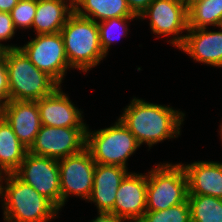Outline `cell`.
Instances as JSON below:
<instances>
[{
    "label": "cell",
    "mask_w": 222,
    "mask_h": 222,
    "mask_svg": "<svg viewBox=\"0 0 222 222\" xmlns=\"http://www.w3.org/2000/svg\"><path fill=\"white\" fill-rule=\"evenodd\" d=\"M185 114L169 107L134 98L119 119L135 136L138 143L149 148L166 139L177 138Z\"/></svg>",
    "instance_id": "6da1fadb"
},
{
    "label": "cell",
    "mask_w": 222,
    "mask_h": 222,
    "mask_svg": "<svg viewBox=\"0 0 222 222\" xmlns=\"http://www.w3.org/2000/svg\"><path fill=\"white\" fill-rule=\"evenodd\" d=\"M5 180V186H3ZM5 222H48L59 209L14 173L3 174L0 183Z\"/></svg>",
    "instance_id": "7a4b0ae2"
},
{
    "label": "cell",
    "mask_w": 222,
    "mask_h": 222,
    "mask_svg": "<svg viewBox=\"0 0 222 222\" xmlns=\"http://www.w3.org/2000/svg\"><path fill=\"white\" fill-rule=\"evenodd\" d=\"M60 33L71 69L87 73L106 57L100 45L98 24L94 20L82 17L74 11Z\"/></svg>",
    "instance_id": "3957f363"
},
{
    "label": "cell",
    "mask_w": 222,
    "mask_h": 222,
    "mask_svg": "<svg viewBox=\"0 0 222 222\" xmlns=\"http://www.w3.org/2000/svg\"><path fill=\"white\" fill-rule=\"evenodd\" d=\"M9 79V100L38 101L59 85L39 70L20 49L5 50Z\"/></svg>",
    "instance_id": "277c9868"
},
{
    "label": "cell",
    "mask_w": 222,
    "mask_h": 222,
    "mask_svg": "<svg viewBox=\"0 0 222 222\" xmlns=\"http://www.w3.org/2000/svg\"><path fill=\"white\" fill-rule=\"evenodd\" d=\"M188 200L182 163L158 164L147 173L146 211H161Z\"/></svg>",
    "instance_id": "5b68a950"
},
{
    "label": "cell",
    "mask_w": 222,
    "mask_h": 222,
    "mask_svg": "<svg viewBox=\"0 0 222 222\" xmlns=\"http://www.w3.org/2000/svg\"><path fill=\"white\" fill-rule=\"evenodd\" d=\"M140 146L135 136L120 119L114 125L98 131L91 132L87 127L86 148L97 164L127 168L128 158Z\"/></svg>",
    "instance_id": "8992f818"
},
{
    "label": "cell",
    "mask_w": 222,
    "mask_h": 222,
    "mask_svg": "<svg viewBox=\"0 0 222 222\" xmlns=\"http://www.w3.org/2000/svg\"><path fill=\"white\" fill-rule=\"evenodd\" d=\"M19 48L39 70L45 72L61 86L67 70L71 67L60 32L37 34L35 38Z\"/></svg>",
    "instance_id": "52a82bcc"
},
{
    "label": "cell",
    "mask_w": 222,
    "mask_h": 222,
    "mask_svg": "<svg viewBox=\"0 0 222 222\" xmlns=\"http://www.w3.org/2000/svg\"><path fill=\"white\" fill-rule=\"evenodd\" d=\"M87 127H52L42 125L29 153L55 160L63 159L86 148Z\"/></svg>",
    "instance_id": "ba28073f"
},
{
    "label": "cell",
    "mask_w": 222,
    "mask_h": 222,
    "mask_svg": "<svg viewBox=\"0 0 222 222\" xmlns=\"http://www.w3.org/2000/svg\"><path fill=\"white\" fill-rule=\"evenodd\" d=\"M14 174L61 210L58 160L28 152Z\"/></svg>",
    "instance_id": "9c48e42d"
},
{
    "label": "cell",
    "mask_w": 222,
    "mask_h": 222,
    "mask_svg": "<svg viewBox=\"0 0 222 222\" xmlns=\"http://www.w3.org/2000/svg\"><path fill=\"white\" fill-rule=\"evenodd\" d=\"M149 18L150 29L157 36H171L168 42L177 49L182 45L188 30L187 4L185 0H154L139 16ZM181 34V35H179Z\"/></svg>",
    "instance_id": "30bf717a"
},
{
    "label": "cell",
    "mask_w": 222,
    "mask_h": 222,
    "mask_svg": "<svg viewBox=\"0 0 222 222\" xmlns=\"http://www.w3.org/2000/svg\"><path fill=\"white\" fill-rule=\"evenodd\" d=\"M60 171L61 209L69 195L85 201L91 196L96 163L90 151H83L58 160Z\"/></svg>",
    "instance_id": "8fae6325"
},
{
    "label": "cell",
    "mask_w": 222,
    "mask_h": 222,
    "mask_svg": "<svg viewBox=\"0 0 222 222\" xmlns=\"http://www.w3.org/2000/svg\"><path fill=\"white\" fill-rule=\"evenodd\" d=\"M146 195L147 174L129 172L117 190L114 215L128 222H139L146 212Z\"/></svg>",
    "instance_id": "7c38bea8"
},
{
    "label": "cell",
    "mask_w": 222,
    "mask_h": 222,
    "mask_svg": "<svg viewBox=\"0 0 222 222\" xmlns=\"http://www.w3.org/2000/svg\"><path fill=\"white\" fill-rule=\"evenodd\" d=\"M58 86L50 95L37 102L41 124L52 127H88L83 112L75 107L69 96Z\"/></svg>",
    "instance_id": "4fadbf2b"
},
{
    "label": "cell",
    "mask_w": 222,
    "mask_h": 222,
    "mask_svg": "<svg viewBox=\"0 0 222 222\" xmlns=\"http://www.w3.org/2000/svg\"><path fill=\"white\" fill-rule=\"evenodd\" d=\"M220 31L188 28L184 42L178 48L196 62L222 68V26Z\"/></svg>",
    "instance_id": "5bb4252c"
},
{
    "label": "cell",
    "mask_w": 222,
    "mask_h": 222,
    "mask_svg": "<svg viewBox=\"0 0 222 222\" xmlns=\"http://www.w3.org/2000/svg\"><path fill=\"white\" fill-rule=\"evenodd\" d=\"M128 168L97 164L94 170L93 189L88 201L95 203L98 214L114 215L116 193L121 181L129 173Z\"/></svg>",
    "instance_id": "9a60e30c"
},
{
    "label": "cell",
    "mask_w": 222,
    "mask_h": 222,
    "mask_svg": "<svg viewBox=\"0 0 222 222\" xmlns=\"http://www.w3.org/2000/svg\"><path fill=\"white\" fill-rule=\"evenodd\" d=\"M4 118L19 141L29 149L42 126L37 102L9 100L5 104Z\"/></svg>",
    "instance_id": "2e32d148"
},
{
    "label": "cell",
    "mask_w": 222,
    "mask_h": 222,
    "mask_svg": "<svg viewBox=\"0 0 222 222\" xmlns=\"http://www.w3.org/2000/svg\"><path fill=\"white\" fill-rule=\"evenodd\" d=\"M182 166L188 181V195H210L222 199L221 162L194 161Z\"/></svg>",
    "instance_id": "e0dca14e"
},
{
    "label": "cell",
    "mask_w": 222,
    "mask_h": 222,
    "mask_svg": "<svg viewBox=\"0 0 222 222\" xmlns=\"http://www.w3.org/2000/svg\"><path fill=\"white\" fill-rule=\"evenodd\" d=\"M73 12L74 0H37L32 28L36 34L59 33Z\"/></svg>",
    "instance_id": "ac0fdd59"
},
{
    "label": "cell",
    "mask_w": 222,
    "mask_h": 222,
    "mask_svg": "<svg viewBox=\"0 0 222 222\" xmlns=\"http://www.w3.org/2000/svg\"><path fill=\"white\" fill-rule=\"evenodd\" d=\"M74 11L97 23L115 17H136L126 0H74Z\"/></svg>",
    "instance_id": "d6986e66"
},
{
    "label": "cell",
    "mask_w": 222,
    "mask_h": 222,
    "mask_svg": "<svg viewBox=\"0 0 222 222\" xmlns=\"http://www.w3.org/2000/svg\"><path fill=\"white\" fill-rule=\"evenodd\" d=\"M28 153L14 133L11 125L4 118L0 121V172L14 173Z\"/></svg>",
    "instance_id": "ffe728a7"
},
{
    "label": "cell",
    "mask_w": 222,
    "mask_h": 222,
    "mask_svg": "<svg viewBox=\"0 0 222 222\" xmlns=\"http://www.w3.org/2000/svg\"><path fill=\"white\" fill-rule=\"evenodd\" d=\"M187 4L188 28L222 26V0H200Z\"/></svg>",
    "instance_id": "44dd1931"
},
{
    "label": "cell",
    "mask_w": 222,
    "mask_h": 222,
    "mask_svg": "<svg viewBox=\"0 0 222 222\" xmlns=\"http://www.w3.org/2000/svg\"><path fill=\"white\" fill-rule=\"evenodd\" d=\"M191 222H222V199L210 195H188Z\"/></svg>",
    "instance_id": "7402d4cb"
},
{
    "label": "cell",
    "mask_w": 222,
    "mask_h": 222,
    "mask_svg": "<svg viewBox=\"0 0 222 222\" xmlns=\"http://www.w3.org/2000/svg\"><path fill=\"white\" fill-rule=\"evenodd\" d=\"M136 18L138 19V17H115L97 23L99 28L100 45L106 56L112 42H115L116 39L121 36L125 37L129 30L127 25L128 22L133 21V19ZM115 35L120 37H116Z\"/></svg>",
    "instance_id": "603a6c76"
},
{
    "label": "cell",
    "mask_w": 222,
    "mask_h": 222,
    "mask_svg": "<svg viewBox=\"0 0 222 222\" xmlns=\"http://www.w3.org/2000/svg\"><path fill=\"white\" fill-rule=\"evenodd\" d=\"M139 222H191L188 200L161 211H146Z\"/></svg>",
    "instance_id": "cb8c5ba5"
},
{
    "label": "cell",
    "mask_w": 222,
    "mask_h": 222,
    "mask_svg": "<svg viewBox=\"0 0 222 222\" xmlns=\"http://www.w3.org/2000/svg\"><path fill=\"white\" fill-rule=\"evenodd\" d=\"M36 9L37 0H19L10 12L15 29L32 28Z\"/></svg>",
    "instance_id": "d4e9b609"
},
{
    "label": "cell",
    "mask_w": 222,
    "mask_h": 222,
    "mask_svg": "<svg viewBox=\"0 0 222 222\" xmlns=\"http://www.w3.org/2000/svg\"><path fill=\"white\" fill-rule=\"evenodd\" d=\"M16 29L14 27L11 14L8 12H1L0 11V42L1 41H7L14 37V34L16 33ZM0 45L5 49H18V46L14 45Z\"/></svg>",
    "instance_id": "484cf974"
},
{
    "label": "cell",
    "mask_w": 222,
    "mask_h": 222,
    "mask_svg": "<svg viewBox=\"0 0 222 222\" xmlns=\"http://www.w3.org/2000/svg\"><path fill=\"white\" fill-rule=\"evenodd\" d=\"M0 99L9 101V79L5 60V52L0 56Z\"/></svg>",
    "instance_id": "4316f807"
},
{
    "label": "cell",
    "mask_w": 222,
    "mask_h": 222,
    "mask_svg": "<svg viewBox=\"0 0 222 222\" xmlns=\"http://www.w3.org/2000/svg\"><path fill=\"white\" fill-rule=\"evenodd\" d=\"M131 12L139 16L148 8L154 0H126Z\"/></svg>",
    "instance_id": "83f0119b"
},
{
    "label": "cell",
    "mask_w": 222,
    "mask_h": 222,
    "mask_svg": "<svg viewBox=\"0 0 222 222\" xmlns=\"http://www.w3.org/2000/svg\"><path fill=\"white\" fill-rule=\"evenodd\" d=\"M95 219L90 222H124L126 220L118 218L115 215L107 214V213H99Z\"/></svg>",
    "instance_id": "f1b7e54d"
},
{
    "label": "cell",
    "mask_w": 222,
    "mask_h": 222,
    "mask_svg": "<svg viewBox=\"0 0 222 222\" xmlns=\"http://www.w3.org/2000/svg\"><path fill=\"white\" fill-rule=\"evenodd\" d=\"M19 0H0V11L10 13Z\"/></svg>",
    "instance_id": "f546056e"
},
{
    "label": "cell",
    "mask_w": 222,
    "mask_h": 222,
    "mask_svg": "<svg viewBox=\"0 0 222 222\" xmlns=\"http://www.w3.org/2000/svg\"><path fill=\"white\" fill-rule=\"evenodd\" d=\"M6 102L0 99V121L4 119Z\"/></svg>",
    "instance_id": "4dcf8cb0"
},
{
    "label": "cell",
    "mask_w": 222,
    "mask_h": 222,
    "mask_svg": "<svg viewBox=\"0 0 222 222\" xmlns=\"http://www.w3.org/2000/svg\"><path fill=\"white\" fill-rule=\"evenodd\" d=\"M5 52V49L0 45V56Z\"/></svg>",
    "instance_id": "1f68e13d"
},
{
    "label": "cell",
    "mask_w": 222,
    "mask_h": 222,
    "mask_svg": "<svg viewBox=\"0 0 222 222\" xmlns=\"http://www.w3.org/2000/svg\"><path fill=\"white\" fill-rule=\"evenodd\" d=\"M195 1H200V0H185L186 3H193Z\"/></svg>",
    "instance_id": "d6a6232c"
},
{
    "label": "cell",
    "mask_w": 222,
    "mask_h": 222,
    "mask_svg": "<svg viewBox=\"0 0 222 222\" xmlns=\"http://www.w3.org/2000/svg\"><path fill=\"white\" fill-rule=\"evenodd\" d=\"M220 128H221V129H220L219 132H220V138H221V141H222V123L220 124Z\"/></svg>",
    "instance_id": "836d02e7"
},
{
    "label": "cell",
    "mask_w": 222,
    "mask_h": 222,
    "mask_svg": "<svg viewBox=\"0 0 222 222\" xmlns=\"http://www.w3.org/2000/svg\"><path fill=\"white\" fill-rule=\"evenodd\" d=\"M2 177H3V174L0 172V183H1Z\"/></svg>",
    "instance_id": "e575fe53"
}]
</instances>
